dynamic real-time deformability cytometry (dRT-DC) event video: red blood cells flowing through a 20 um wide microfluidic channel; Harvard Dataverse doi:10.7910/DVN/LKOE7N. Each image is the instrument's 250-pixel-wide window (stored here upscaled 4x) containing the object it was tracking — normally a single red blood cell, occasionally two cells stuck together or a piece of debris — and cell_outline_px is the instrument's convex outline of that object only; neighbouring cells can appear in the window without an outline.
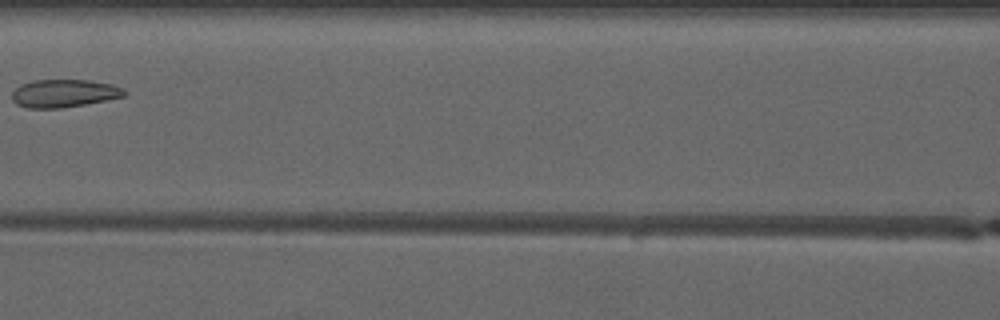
{"species": "common noctule bat (a hibernating species)", "species_latin": "Nyctalus noctula", "temperature_condition": "warm", "stored_images_in_passage": 4, "camera_frame_rate_fps": 3000, "um_per_image_px": 0.085, "animal": {"sex": "male", "forearm_length_mm": 52.5}, "frame": {"image": 1, "passage_image": 4, "time_ms": 4.333, "image_size_px": [1000, 320], "cell_outline_px": [[128, 92], [124, 96], [84, 104], [60, 108], [28, 108], [16, 104], [12, 100], [12, 92], [20, 84], [36, 80], [88, 80], [112, 84], [124, 88]], "centroid_in_image_um": [5.43, 7.93], "position_along_channel_um": 161.2, "area_um2": 18.21}}